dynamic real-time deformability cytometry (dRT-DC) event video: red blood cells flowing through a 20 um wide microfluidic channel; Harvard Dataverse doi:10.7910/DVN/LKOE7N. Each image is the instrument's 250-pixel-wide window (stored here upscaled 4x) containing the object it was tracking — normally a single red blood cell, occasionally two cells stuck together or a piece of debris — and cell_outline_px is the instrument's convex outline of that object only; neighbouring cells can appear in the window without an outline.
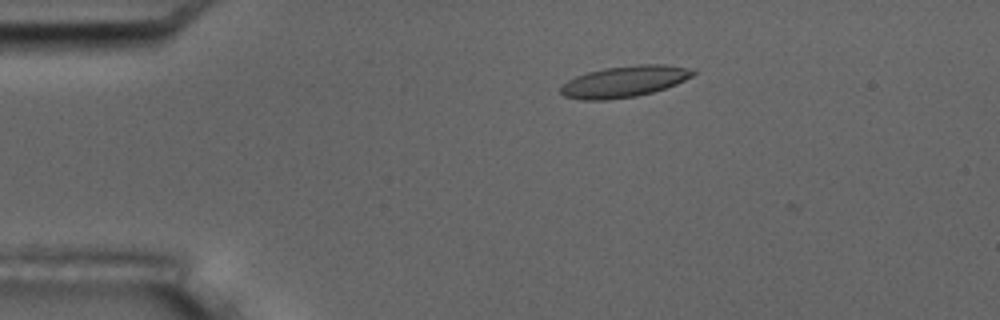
{"species": "common noctule bat (a hibernating species)", "species_latin": "Nyctalus noctula", "temperature_condition": "room temperature", "stored_images_in_passage": 2, "camera_frame_rate_fps": 3000, "um_per_image_px": 0.085, "animal": {"sex": "male", "body_mass_g": 17.5, "forearm_length_mm": 52.3}, "frame": {"image": 1, "passage_image": 1, "time_ms": 0.0, "image_size_px": [1000, 320], "cell_outline_px": [[696, 72], [692, 76], [676, 84], [652, 92], [636, 96], [608, 100], [580, 100], [564, 96], [560, 92], [560, 88], [568, 80], [576, 76], [588, 72], [604, 68], [636, 64], [668, 64], [696, 68]], "centroid_in_image_um": [53.1, 6.91], "position_along_channel_um": 31.9, "area_um2": 24.33}}